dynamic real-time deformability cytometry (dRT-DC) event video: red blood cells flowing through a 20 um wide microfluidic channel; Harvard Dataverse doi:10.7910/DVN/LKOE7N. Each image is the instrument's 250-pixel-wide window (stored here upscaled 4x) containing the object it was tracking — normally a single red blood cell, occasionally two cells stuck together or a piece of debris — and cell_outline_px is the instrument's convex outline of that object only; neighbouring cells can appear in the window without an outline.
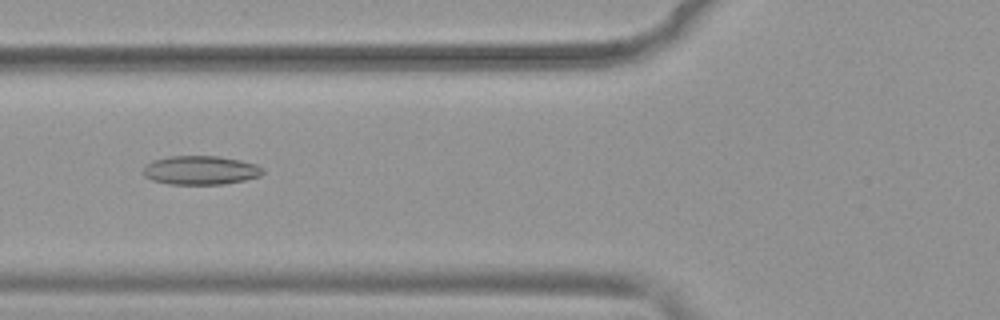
{"species": "common noctule bat (a hibernating species)", "species_latin": "Nyctalus noctula", "temperature_condition": "warm", "stored_images_in_passage": 51, "camera_frame_rate_fps": 3000, "um_per_image_px": 0.085, "animal": {"sex": "female", "body_mass_g": 19.9}, "frame": {"image": 1, "passage_image": 20, "time_ms": 6.333, "image_size_px": [1000, 320], "cell_outline_px": [[264, 172], [260, 176], [244, 180], [224, 184], [168, 184], [152, 180], [144, 176], [140, 172], [144, 164], [152, 160], [168, 156], [216, 156], [240, 160], [256, 164], [264, 168]], "centroid_in_image_um": [16.99, 14.46], "position_along_channel_um": 108.8, "area_um2": 20.4}}
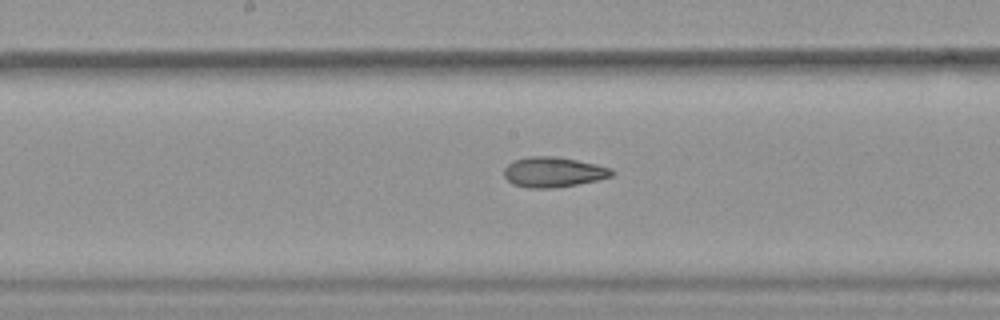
{"frame": {"image": 2, "passage_image": 27, "time_ms": 8.667, "image_size_px": [1000, 320], "cell_outline_px": [[616, 172], [612, 176], [596, 180], [556, 188], [528, 188], [512, 184], [504, 176], [504, 168], [508, 164], [516, 160], [528, 156], [556, 156], [596, 164], [612, 168]], "centroid_in_image_um": [47.04, 14.63], "position_along_channel_um": 201.2, "area_um2": 18.96}}
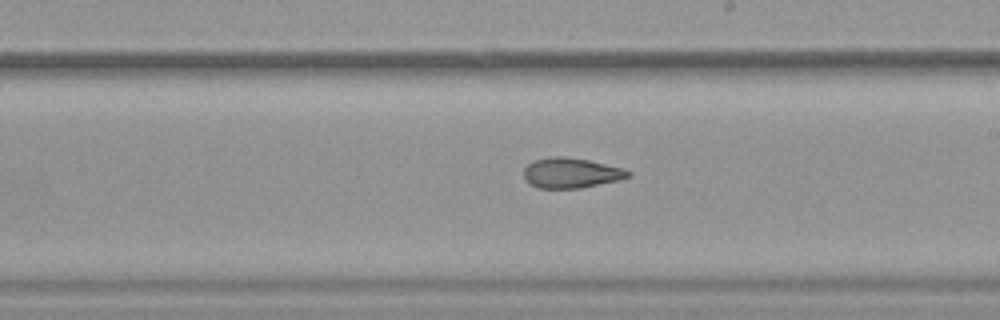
{"frame": {"image": 3, "passage_image": 30, "time_ms": 9.667, "image_size_px": [1000, 320], "cell_outline_px": [[632, 176], [620, 180], [580, 188], [536, 188], [528, 184], [524, 180], [524, 168], [532, 160], [548, 156], [564, 156], [588, 160], [624, 168], [632, 172]], "centroid_in_image_um": [48.52, 14.7], "position_along_channel_um": 240.5, "area_um2": 18.73}, "authors_computed_cell_mechanics": {"area_um2": 21.2126, "velocity_mm_per_s": 3.9538, "shape_relaxation_time_tau1_ms": 10.5018, "shape_relaxation_time_tau2_ms": 3.0208, "deformation_change_tau1": 0.1841, "deformation_change_tau2": 0.1092}}